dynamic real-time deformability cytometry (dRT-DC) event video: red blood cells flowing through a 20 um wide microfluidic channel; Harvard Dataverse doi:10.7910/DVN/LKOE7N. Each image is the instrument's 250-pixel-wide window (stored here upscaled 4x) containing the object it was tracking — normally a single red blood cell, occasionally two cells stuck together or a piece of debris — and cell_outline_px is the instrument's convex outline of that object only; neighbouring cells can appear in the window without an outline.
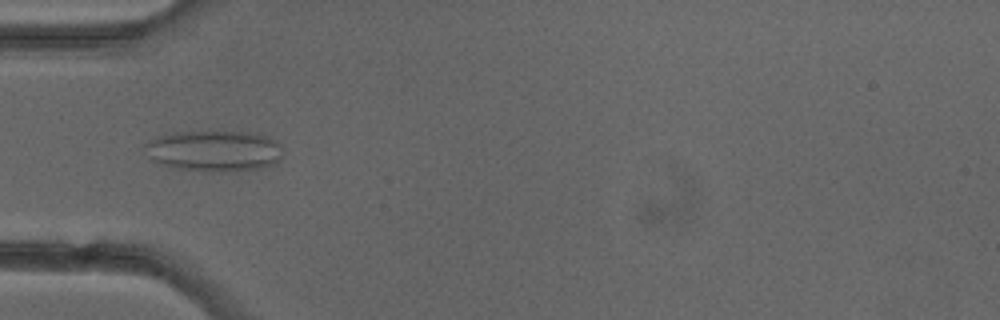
{"species": "common noctule bat (a hibernating species)", "species_latin": "Nyctalus noctula", "temperature_condition": "cold", "stored_images_in_passage": 5, "camera_frame_rate_fps": 3000, "um_per_image_px": 0.085, "animal": {"sex": "female"}, "frame": {"image": 1, "passage_image": 5, "time_ms": 4.667, "image_size_px": [1000, 320], "cell_outline_px": [[284, 148], [280, 160], [272, 164], [260, 168], [236, 172], [204, 172], [172, 168], [160, 164], [152, 160], [144, 148], [144, 144], [148, 140], [156, 136], [176, 132], [220, 128], [256, 132], [268, 136], [280, 144]], "centroid_in_image_um": [18.22, 12.78], "position_along_channel_um": 66.8, "area_um2": 34.85}}